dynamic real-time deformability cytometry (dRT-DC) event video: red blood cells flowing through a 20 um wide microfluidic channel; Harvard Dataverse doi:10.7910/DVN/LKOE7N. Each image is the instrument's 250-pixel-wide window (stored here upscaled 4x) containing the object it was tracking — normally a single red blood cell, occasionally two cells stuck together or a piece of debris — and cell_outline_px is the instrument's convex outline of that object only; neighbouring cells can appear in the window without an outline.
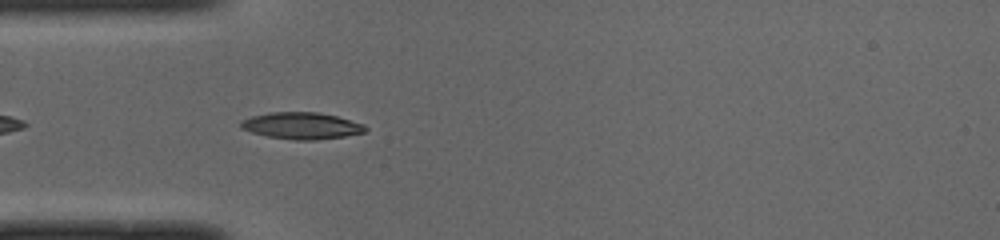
{"species": "common noctule bat (a hibernating species)", "species_latin": "Nyctalus noctula", "temperature_condition": "cold", "stored_images_in_passage": 33, "camera_frame_rate_fps": 3000, "um_per_image_px": 0.085, "animal": {"sex": "male", "body_mass_g": 19.0, "forearm_length_mm": 50.8}, "frame": {"image": 1, "passage_image": 4, "time_ms": 1.0, "image_size_px": [1000, 240], "cell_outline_px": [[368, 128], [364, 132], [344, 136], [316, 140], [296, 140], [268, 136], [252, 132], [240, 128], [240, 120], [252, 116], [268, 112], [316, 112], [336, 116], [364, 124]], "centroid_in_image_um": [25.61, 10.68], "position_along_channel_um": 59.4, "area_um2": 19.31}}
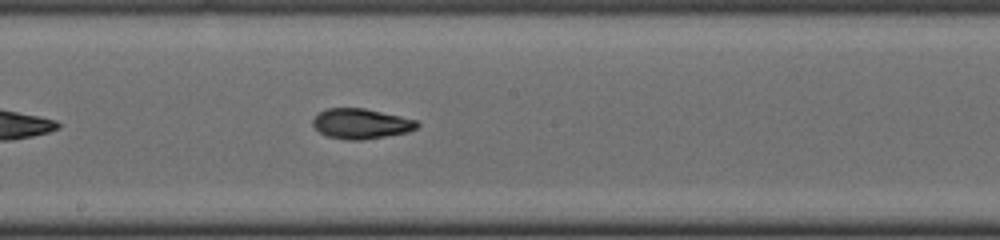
{"frame": {"image": 2, "passage_image": 16, "time_ms": 5.0, "image_size_px": [1000, 240], "cell_outline_px": [[420, 124], [416, 128], [408, 132], [360, 140], [348, 140], [328, 136], [320, 132], [312, 124], [312, 120], [320, 112], [328, 108], [364, 108], [400, 116], [416, 120]], "centroid_in_image_um": [30.69, 10.51], "position_along_channel_um": 217.5, "area_um2": 18.09}}
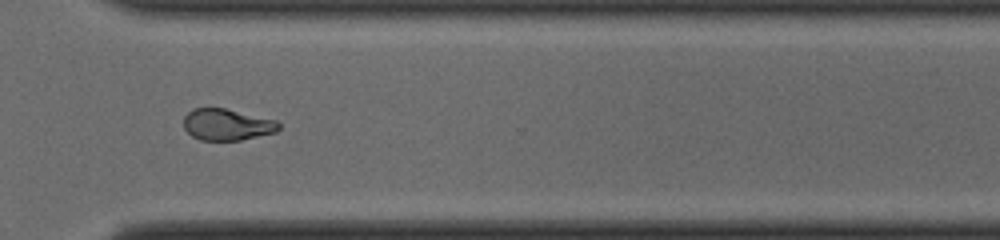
{"frame": {"image": 3, "passage_image": 26, "time_ms": 8.333, "image_size_px": [1000, 240], "cell_outline_px": [[280, 128], [276, 132], [240, 140], [200, 140], [192, 136], [184, 128], [184, 116], [192, 108], [224, 108], [276, 120], [280, 124]], "centroid_in_image_um": [19.28, 10.59], "position_along_channel_um": 351.3, "area_um2": 17.4}, "authors_computed_cell_mechanics": {"area_um2": 18.1492, "velocity_mm_per_s": 3.9947, "shape_relaxation_time_tau1_ms": 3.9614, "shape_relaxation_time_tau2_ms": 3.4881, "deformation_change_tau1": 0.1624, "deformation_change_tau2": 0.0988}}